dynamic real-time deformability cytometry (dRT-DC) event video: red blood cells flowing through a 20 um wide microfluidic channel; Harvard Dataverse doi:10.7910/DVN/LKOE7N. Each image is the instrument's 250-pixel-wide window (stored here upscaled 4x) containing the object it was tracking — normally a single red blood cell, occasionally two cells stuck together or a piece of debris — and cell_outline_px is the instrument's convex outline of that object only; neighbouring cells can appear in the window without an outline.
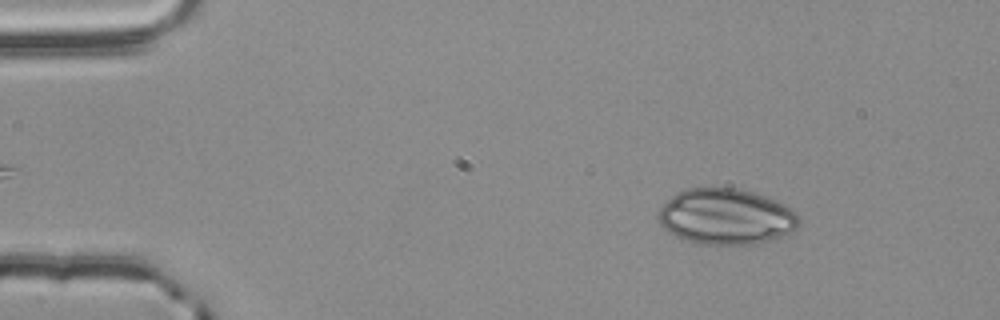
{"species": "common noctule bat (a hibernating species)", "species_latin": "Nyctalus noctula", "temperature_condition": "room temperature", "stored_images_in_passage": 54, "camera_frame_rate_fps": 3000, "um_per_image_px": 0.085, "animal": {"sex": "male", "body_mass_g": 20.4}, "frame": {"image": 1, "passage_image": 7, "time_ms": 2.0, "image_size_px": [1000, 320], "cell_outline_px": [[800, 224], [796, 232], [756, 244], [692, 244], [668, 232], [660, 224], [660, 208], [672, 196], [688, 188], [736, 188], [752, 192], [764, 196], [784, 204], [796, 212], [800, 216]], "centroid_in_image_um": [61.76, 18.44], "position_along_channel_um": 23.2, "area_um2": 45.84}}
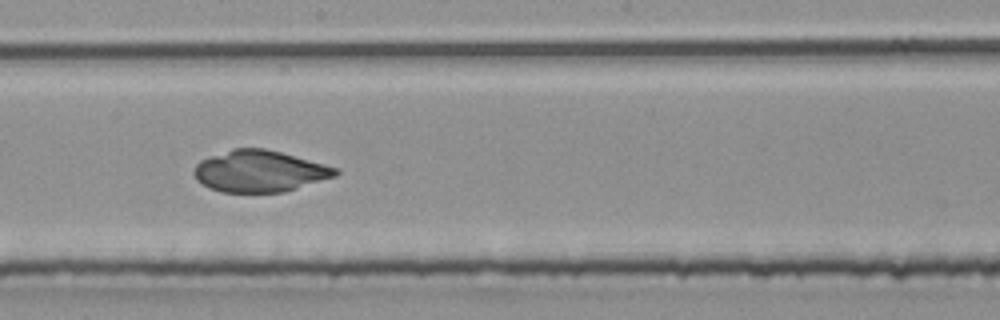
{"frame": {"image": 2, "passage_image": 30, "time_ms": 9.667, "image_size_px": [1000, 320], "cell_outline_px": [[340, 172], [336, 176], [284, 192], [220, 192], [208, 188], [196, 180], [192, 172], [196, 164], [200, 160], [208, 156], [232, 148], [264, 148], [280, 152], [340, 168]], "centroid_in_image_um": [22.03, 14.55], "position_along_channel_um": 226.2, "area_um2": 34.51}}
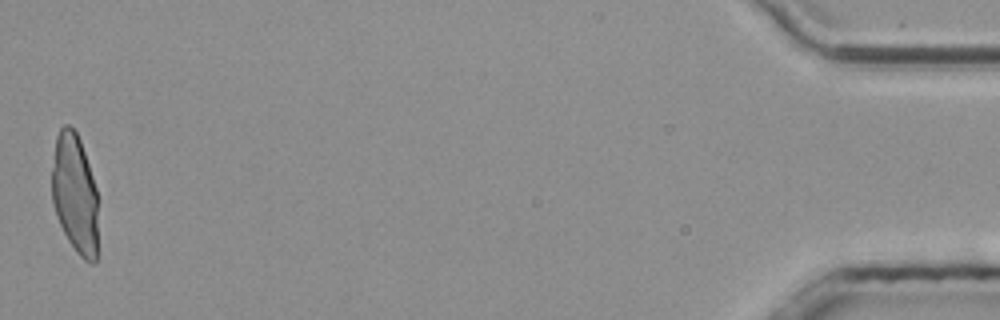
{"frame": {"image": 3, "passage_image": 54, "time_ms": 17.667, "image_size_px": [1000, 320], "cell_outline_px": [[100, 200], [96, 260], [92, 264], [84, 260], [76, 252], [68, 240], [56, 216], [52, 200], [52, 168], [56, 136], [60, 128], [64, 124], [68, 124], [76, 132], [80, 140]], "centroid_in_image_um": [6.4, 16.52], "position_along_channel_um": 428.8, "area_um2": 32.83}}